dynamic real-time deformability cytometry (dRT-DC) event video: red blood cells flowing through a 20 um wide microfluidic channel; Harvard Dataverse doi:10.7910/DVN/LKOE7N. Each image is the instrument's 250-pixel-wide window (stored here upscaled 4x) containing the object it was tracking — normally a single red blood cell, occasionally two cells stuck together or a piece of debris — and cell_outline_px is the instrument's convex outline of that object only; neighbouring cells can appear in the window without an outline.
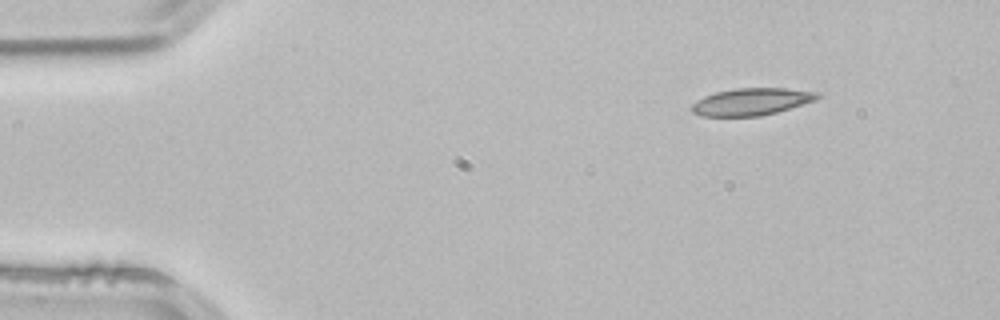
{"species": "common noctule bat (a hibernating species)", "species_latin": "Nyctalus noctula", "temperature_condition": "room temperature", "stored_images_in_passage": 3, "camera_frame_rate_fps": 3000, "um_per_image_px": 0.085, "animal": {"sex": "male", "body_mass_g": 21.5, "forearm_length_mm": 52.0}, "frame": {"image": 1, "passage_image": 1, "time_ms": 0.0, "image_size_px": [1000, 320], "cell_outline_px": [[824, 96], [816, 100], [776, 112], [760, 116], [700, 116], [692, 112], [692, 104], [696, 100], [704, 96], [716, 92], [736, 88], [784, 88], [820, 92]], "centroid_in_image_um": [63.9, 8.64], "position_along_channel_um": 21.1, "area_um2": 19.94}}
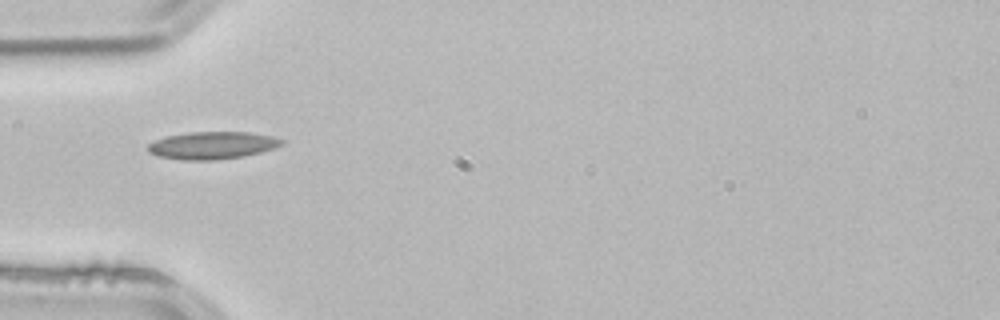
{"frame": {"image": 2, "passage_image": 3, "time_ms": 0.667, "image_size_px": [1000, 320], "cell_outline_px": [[284, 144], [260, 152], [244, 156], [216, 160], [180, 160], [156, 156], [148, 152], [148, 144], [156, 140], [168, 136], [188, 132], [248, 132], [272, 136], [284, 140]], "centroid_in_image_um": [18.03, 12.36], "position_along_channel_um": 67.0, "area_um2": 21.39}}